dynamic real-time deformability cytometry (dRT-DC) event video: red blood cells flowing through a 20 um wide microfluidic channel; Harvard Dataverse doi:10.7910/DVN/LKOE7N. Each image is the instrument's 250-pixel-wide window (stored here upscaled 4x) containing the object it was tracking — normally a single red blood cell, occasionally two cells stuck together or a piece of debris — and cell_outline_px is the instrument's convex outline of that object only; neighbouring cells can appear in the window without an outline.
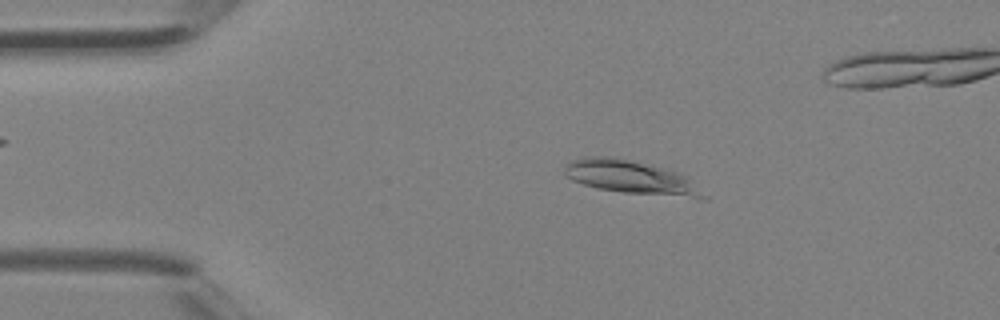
{"species": "Egyptian fruit bat (a non-hibernating species)", "species_latin": "Rousettus aegyptiacus", "temperature_condition": "room temperature", "stored_images_in_passage": 5, "camera_frame_rate_fps": 3000, "um_per_image_px": 0.085, "animal": {"sex": "female"}, "frame": {"image": 1, "passage_image": 3, "time_ms": 0.667, "image_size_px": [1000, 320], "cell_outline_px": [[708, 200], [624, 192], [596, 188], [572, 180], [564, 176], [564, 168], [568, 164], [584, 156], [616, 156], [680, 172], [688, 176], [708, 196]], "centroid_in_image_um": [53.72, 15.08], "position_along_channel_um": 31.3, "area_um2": 27.46}}